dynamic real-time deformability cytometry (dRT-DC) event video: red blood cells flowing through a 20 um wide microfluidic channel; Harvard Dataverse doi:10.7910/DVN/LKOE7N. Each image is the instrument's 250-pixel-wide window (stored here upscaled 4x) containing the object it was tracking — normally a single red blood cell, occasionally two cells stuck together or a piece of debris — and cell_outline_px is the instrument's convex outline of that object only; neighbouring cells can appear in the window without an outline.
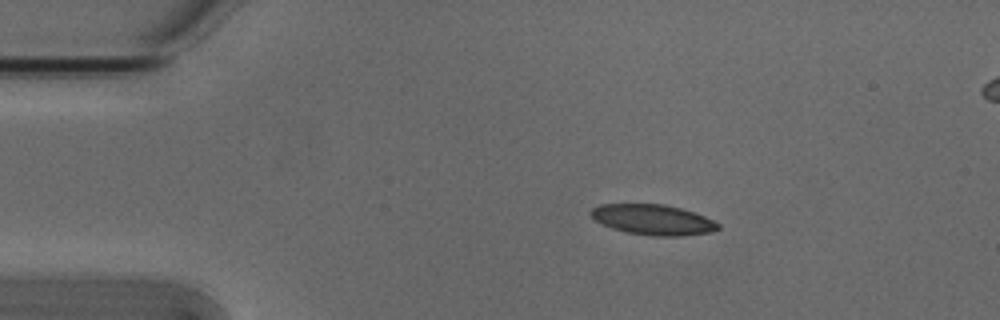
{"species": "Egyptian fruit bat (a non-hibernating species)", "species_latin": "Rousettus aegyptiacus", "temperature_condition": "cold", "stored_images_in_passage": 5, "camera_frame_rate_fps": 3000, "um_per_image_px": 0.085, "animal": {"sex": "male"}, "frame": {"image": 1, "passage_image": 2, "time_ms": 0.333, "image_size_px": [1000, 320], "cell_outline_px": [[720, 228], [712, 232], [680, 236], [652, 236], [628, 232], [612, 228], [596, 220], [588, 212], [592, 208], [600, 204], [664, 204], [680, 208], [704, 216], [720, 224]], "centroid_in_image_um": [55.51, 18.67], "position_along_channel_um": 29.5, "area_um2": 22.37}}
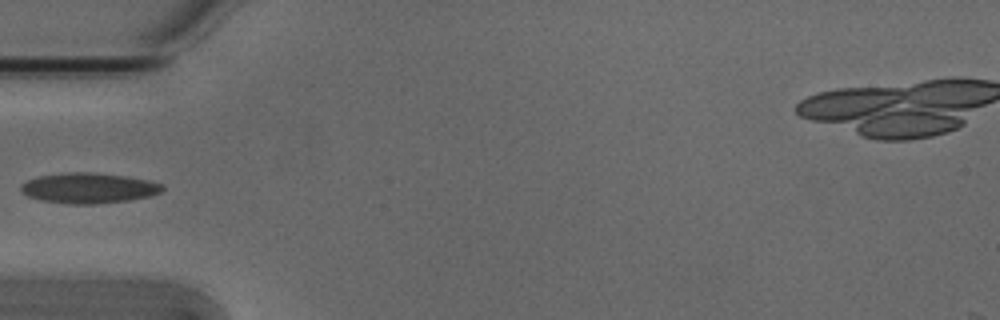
{"frame": {"image": 2, "passage_image": 4, "time_ms": 1.0, "image_size_px": [1000, 320], "cell_outline_px": [[164, 188], [160, 192], [148, 196], [128, 200], [96, 204], [64, 204], [40, 200], [28, 196], [20, 192], [20, 184], [28, 180], [40, 176], [68, 172], [88, 172], [128, 176], [148, 180], [160, 184]], "centroid_in_image_um": [7.48, 15.99], "position_along_channel_um": 77.5, "area_um2": 25.03}}
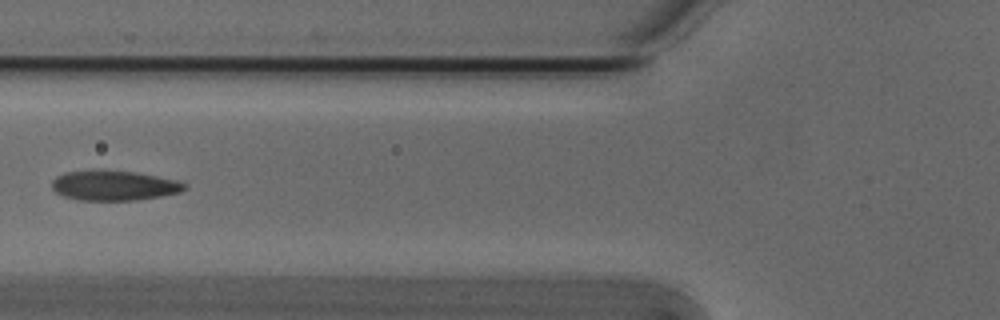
{"frame": {"image": 3, "passage_image": 5, "time_ms": 1.333, "image_size_px": [1000, 320], "cell_outline_px": [[188, 188], [180, 192], [160, 196], [136, 200], [80, 200], [64, 196], [56, 192], [52, 188], [52, 180], [56, 176], [64, 172], [100, 168], [132, 172], [156, 176], [176, 180], [188, 184]], "centroid_in_image_um": [9.66, 15.74], "position_along_channel_um": 116.1, "area_um2": 23.47}}